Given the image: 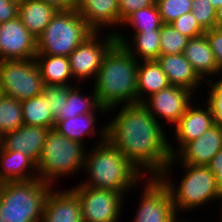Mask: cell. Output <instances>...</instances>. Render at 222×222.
Wrapping results in <instances>:
<instances>
[{
	"label": "cell",
	"mask_w": 222,
	"mask_h": 222,
	"mask_svg": "<svg viewBox=\"0 0 222 222\" xmlns=\"http://www.w3.org/2000/svg\"><path fill=\"white\" fill-rule=\"evenodd\" d=\"M49 130V128L23 124L18 129L2 135L0 147L4 150L22 152L37 164Z\"/></svg>",
	"instance_id": "obj_16"
},
{
	"label": "cell",
	"mask_w": 222,
	"mask_h": 222,
	"mask_svg": "<svg viewBox=\"0 0 222 222\" xmlns=\"http://www.w3.org/2000/svg\"><path fill=\"white\" fill-rule=\"evenodd\" d=\"M189 38L182 35L171 24H162L160 29V55L181 54Z\"/></svg>",
	"instance_id": "obj_31"
},
{
	"label": "cell",
	"mask_w": 222,
	"mask_h": 222,
	"mask_svg": "<svg viewBox=\"0 0 222 222\" xmlns=\"http://www.w3.org/2000/svg\"><path fill=\"white\" fill-rule=\"evenodd\" d=\"M157 61L167 75L170 85L181 87L192 92L202 85V79L194 71L183 53L159 55Z\"/></svg>",
	"instance_id": "obj_20"
},
{
	"label": "cell",
	"mask_w": 222,
	"mask_h": 222,
	"mask_svg": "<svg viewBox=\"0 0 222 222\" xmlns=\"http://www.w3.org/2000/svg\"><path fill=\"white\" fill-rule=\"evenodd\" d=\"M217 80L216 82L213 79L207 81L210 88L205 101L210 106L216 122L222 123V77Z\"/></svg>",
	"instance_id": "obj_36"
},
{
	"label": "cell",
	"mask_w": 222,
	"mask_h": 222,
	"mask_svg": "<svg viewBox=\"0 0 222 222\" xmlns=\"http://www.w3.org/2000/svg\"><path fill=\"white\" fill-rule=\"evenodd\" d=\"M57 9L42 0H20L18 17L36 39L57 13Z\"/></svg>",
	"instance_id": "obj_24"
},
{
	"label": "cell",
	"mask_w": 222,
	"mask_h": 222,
	"mask_svg": "<svg viewBox=\"0 0 222 222\" xmlns=\"http://www.w3.org/2000/svg\"><path fill=\"white\" fill-rule=\"evenodd\" d=\"M74 85H52L43 84L42 95L48 100V105L51 107L52 116L54 119L62 112L63 105L67 101L69 91Z\"/></svg>",
	"instance_id": "obj_33"
},
{
	"label": "cell",
	"mask_w": 222,
	"mask_h": 222,
	"mask_svg": "<svg viewBox=\"0 0 222 222\" xmlns=\"http://www.w3.org/2000/svg\"><path fill=\"white\" fill-rule=\"evenodd\" d=\"M162 20L156 4L142 8L130 14L121 24V27L132 28L133 32L161 29Z\"/></svg>",
	"instance_id": "obj_30"
},
{
	"label": "cell",
	"mask_w": 222,
	"mask_h": 222,
	"mask_svg": "<svg viewBox=\"0 0 222 222\" xmlns=\"http://www.w3.org/2000/svg\"><path fill=\"white\" fill-rule=\"evenodd\" d=\"M75 10L94 32L120 27L118 0H76Z\"/></svg>",
	"instance_id": "obj_18"
},
{
	"label": "cell",
	"mask_w": 222,
	"mask_h": 222,
	"mask_svg": "<svg viewBox=\"0 0 222 222\" xmlns=\"http://www.w3.org/2000/svg\"><path fill=\"white\" fill-rule=\"evenodd\" d=\"M81 91L82 88H79L77 84H75V86L69 91L67 101L63 105L62 112L55 119L56 123L59 120L69 119L77 115L94 112L100 106L94 90L90 96L83 95Z\"/></svg>",
	"instance_id": "obj_28"
},
{
	"label": "cell",
	"mask_w": 222,
	"mask_h": 222,
	"mask_svg": "<svg viewBox=\"0 0 222 222\" xmlns=\"http://www.w3.org/2000/svg\"><path fill=\"white\" fill-rule=\"evenodd\" d=\"M211 5L218 11L222 7V0H208Z\"/></svg>",
	"instance_id": "obj_43"
},
{
	"label": "cell",
	"mask_w": 222,
	"mask_h": 222,
	"mask_svg": "<svg viewBox=\"0 0 222 222\" xmlns=\"http://www.w3.org/2000/svg\"><path fill=\"white\" fill-rule=\"evenodd\" d=\"M222 149V123L216 122L201 136L188 142L166 165L163 171H172L177 164L205 165ZM181 159V160H180ZM179 162V163H178Z\"/></svg>",
	"instance_id": "obj_13"
},
{
	"label": "cell",
	"mask_w": 222,
	"mask_h": 222,
	"mask_svg": "<svg viewBox=\"0 0 222 222\" xmlns=\"http://www.w3.org/2000/svg\"><path fill=\"white\" fill-rule=\"evenodd\" d=\"M207 166L215 174L216 184L222 195V149L219 150Z\"/></svg>",
	"instance_id": "obj_40"
},
{
	"label": "cell",
	"mask_w": 222,
	"mask_h": 222,
	"mask_svg": "<svg viewBox=\"0 0 222 222\" xmlns=\"http://www.w3.org/2000/svg\"><path fill=\"white\" fill-rule=\"evenodd\" d=\"M87 146L50 129L37 163L38 178L53 186L60 177L83 170ZM76 172V173H75ZM55 181V183H54Z\"/></svg>",
	"instance_id": "obj_6"
},
{
	"label": "cell",
	"mask_w": 222,
	"mask_h": 222,
	"mask_svg": "<svg viewBox=\"0 0 222 222\" xmlns=\"http://www.w3.org/2000/svg\"><path fill=\"white\" fill-rule=\"evenodd\" d=\"M34 59L45 84L74 85L75 82L70 83L74 78L70 69L69 57L36 55Z\"/></svg>",
	"instance_id": "obj_26"
},
{
	"label": "cell",
	"mask_w": 222,
	"mask_h": 222,
	"mask_svg": "<svg viewBox=\"0 0 222 222\" xmlns=\"http://www.w3.org/2000/svg\"><path fill=\"white\" fill-rule=\"evenodd\" d=\"M145 178L132 222H171L177 214L168 188L158 177Z\"/></svg>",
	"instance_id": "obj_11"
},
{
	"label": "cell",
	"mask_w": 222,
	"mask_h": 222,
	"mask_svg": "<svg viewBox=\"0 0 222 222\" xmlns=\"http://www.w3.org/2000/svg\"><path fill=\"white\" fill-rule=\"evenodd\" d=\"M216 27L222 29V7L217 11Z\"/></svg>",
	"instance_id": "obj_42"
},
{
	"label": "cell",
	"mask_w": 222,
	"mask_h": 222,
	"mask_svg": "<svg viewBox=\"0 0 222 222\" xmlns=\"http://www.w3.org/2000/svg\"><path fill=\"white\" fill-rule=\"evenodd\" d=\"M43 84L35 59L0 61L3 95L23 101L41 95Z\"/></svg>",
	"instance_id": "obj_8"
},
{
	"label": "cell",
	"mask_w": 222,
	"mask_h": 222,
	"mask_svg": "<svg viewBox=\"0 0 222 222\" xmlns=\"http://www.w3.org/2000/svg\"><path fill=\"white\" fill-rule=\"evenodd\" d=\"M19 0H0V23L18 17Z\"/></svg>",
	"instance_id": "obj_39"
},
{
	"label": "cell",
	"mask_w": 222,
	"mask_h": 222,
	"mask_svg": "<svg viewBox=\"0 0 222 222\" xmlns=\"http://www.w3.org/2000/svg\"><path fill=\"white\" fill-rule=\"evenodd\" d=\"M0 222H6V221H5L4 219H1V218H0Z\"/></svg>",
	"instance_id": "obj_48"
},
{
	"label": "cell",
	"mask_w": 222,
	"mask_h": 222,
	"mask_svg": "<svg viewBox=\"0 0 222 222\" xmlns=\"http://www.w3.org/2000/svg\"><path fill=\"white\" fill-rule=\"evenodd\" d=\"M38 178L37 164L22 152L0 147V183Z\"/></svg>",
	"instance_id": "obj_22"
},
{
	"label": "cell",
	"mask_w": 222,
	"mask_h": 222,
	"mask_svg": "<svg viewBox=\"0 0 222 222\" xmlns=\"http://www.w3.org/2000/svg\"><path fill=\"white\" fill-rule=\"evenodd\" d=\"M90 148L89 153L86 151L83 167V172L89 176L80 185L109 189L124 196L141 186L144 175L107 139Z\"/></svg>",
	"instance_id": "obj_3"
},
{
	"label": "cell",
	"mask_w": 222,
	"mask_h": 222,
	"mask_svg": "<svg viewBox=\"0 0 222 222\" xmlns=\"http://www.w3.org/2000/svg\"><path fill=\"white\" fill-rule=\"evenodd\" d=\"M194 105L191 104L185 111V114L173 126V132L175 133L174 138H176L175 140L178 145L175 150L172 146L173 144L169 142L172 157H174L188 142H191L201 136L203 132L216 123L214 115L212 114L211 108L208 104L202 103L201 105H204L202 107L200 104L197 105L194 103Z\"/></svg>",
	"instance_id": "obj_15"
},
{
	"label": "cell",
	"mask_w": 222,
	"mask_h": 222,
	"mask_svg": "<svg viewBox=\"0 0 222 222\" xmlns=\"http://www.w3.org/2000/svg\"><path fill=\"white\" fill-rule=\"evenodd\" d=\"M105 112L107 113V110L100 105L94 112L84 115H77L69 119L59 120L55 124L54 129L59 134L71 140L78 141L85 146V142L87 141L85 137H87V135L93 137L94 133L98 135L99 138H101H98V141L100 140L101 142H104L106 140V124H104L101 128L99 127L98 129L96 124L99 123H96V120H98L100 113L104 114ZM96 126L97 132L95 128Z\"/></svg>",
	"instance_id": "obj_19"
},
{
	"label": "cell",
	"mask_w": 222,
	"mask_h": 222,
	"mask_svg": "<svg viewBox=\"0 0 222 222\" xmlns=\"http://www.w3.org/2000/svg\"><path fill=\"white\" fill-rule=\"evenodd\" d=\"M71 190L80 200L82 222H118L121 218L126 199L122 193L80 184Z\"/></svg>",
	"instance_id": "obj_9"
},
{
	"label": "cell",
	"mask_w": 222,
	"mask_h": 222,
	"mask_svg": "<svg viewBox=\"0 0 222 222\" xmlns=\"http://www.w3.org/2000/svg\"><path fill=\"white\" fill-rule=\"evenodd\" d=\"M37 39L19 17L0 23V61L34 59Z\"/></svg>",
	"instance_id": "obj_14"
},
{
	"label": "cell",
	"mask_w": 222,
	"mask_h": 222,
	"mask_svg": "<svg viewBox=\"0 0 222 222\" xmlns=\"http://www.w3.org/2000/svg\"><path fill=\"white\" fill-rule=\"evenodd\" d=\"M21 101L2 95L0 98V137L23 125Z\"/></svg>",
	"instance_id": "obj_29"
},
{
	"label": "cell",
	"mask_w": 222,
	"mask_h": 222,
	"mask_svg": "<svg viewBox=\"0 0 222 222\" xmlns=\"http://www.w3.org/2000/svg\"><path fill=\"white\" fill-rule=\"evenodd\" d=\"M3 95V92L1 91V88H0V98L2 97Z\"/></svg>",
	"instance_id": "obj_46"
},
{
	"label": "cell",
	"mask_w": 222,
	"mask_h": 222,
	"mask_svg": "<svg viewBox=\"0 0 222 222\" xmlns=\"http://www.w3.org/2000/svg\"><path fill=\"white\" fill-rule=\"evenodd\" d=\"M120 12V26L122 22L133 12L152 6L156 0H118Z\"/></svg>",
	"instance_id": "obj_38"
},
{
	"label": "cell",
	"mask_w": 222,
	"mask_h": 222,
	"mask_svg": "<svg viewBox=\"0 0 222 222\" xmlns=\"http://www.w3.org/2000/svg\"><path fill=\"white\" fill-rule=\"evenodd\" d=\"M101 35L100 32H94L69 55L70 69L76 83L95 79L103 57L116 42L115 34L111 31L102 35V40L99 38Z\"/></svg>",
	"instance_id": "obj_10"
},
{
	"label": "cell",
	"mask_w": 222,
	"mask_h": 222,
	"mask_svg": "<svg viewBox=\"0 0 222 222\" xmlns=\"http://www.w3.org/2000/svg\"><path fill=\"white\" fill-rule=\"evenodd\" d=\"M180 216H176L171 222H176L179 219Z\"/></svg>",
	"instance_id": "obj_45"
},
{
	"label": "cell",
	"mask_w": 222,
	"mask_h": 222,
	"mask_svg": "<svg viewBox=\"0 0 222 222\" xmlns=\"http://www.w3.org/2000/svg\"><path fill=\"white\" fill-rule=\"evenodd\" d=\"M53 5L57 10H72L76 7V0H42Z\"/></svg>",
	"instance_id": "obj_41"
},
{
	"label": "cell",
	"mask_w": 222,
	"mask_h": 222,
	"mask_svg": "<svg viewBox=\"0 0 222 222\" xmlns=\"http://www.w3.org/2000/svg\"><path fill=\"white\" fill-rule=\"evenodd\" d=\"M194 94L187 89L169 85L147 97L141 104L159 123L162 124L161 118L173 127L194 103Z\"/></svg>",
	"instance_id": "obj_12"
},
{
	"label": "cell",
	"mask_w": 222,
	"mask_h": 222,
	"mask_svg": "<svg viewBox=\"0 0 222 222\" xmlns=\"http://www.w3.org/2000/svg\"><path fill=\"white\" fill-rule=\"evenodd\" d=\"M183 55L204 82L210 81L214 76L216 78L217 75L219 76L214 53L206 34L189 39Z\"/></svg>",
	"instance_id": "obj_21"
},
{
	"label": "cell",
	"mask_w": 222,
	"mask_h": 222,
	"mask_svg": "<svg viewBox=\"0 0 222 222\" xmlns=\"http://www.w3.org/2000/svg\"><path fill=\"white\" fill-rule=\"evenodd\" d=\"M138 63L139 61L118 42H115L103 57L94 79L93 90L99 104L108 113L120 108L118 105L121 104H138Z\"/></svg>",
	"instance_id": "obj_2"
},
{
	"label": "cell",
	"mask_w": 222,
	"mask_h": 222,
	"mask_svg": "<svg viewBox=\"0 0 222 222\" xmlns=\"http://www.w3.org/2000/svg\"><path fill=\"white\" fill-rule=\"evenodd\" d=\"M68 189L50 190L41 222H82L80 200L70 188Z\"/></svg>",
	"instance_id": "obj_17"
},
{
	"label": "cell",
	"mask_w": 222,
	"mask_h": 222,
	"mask_svg": "<svg viewBox=\"0 0 222 222\" xmlns=\"http://www.w3.org/2000/svg\"><path fill=\"white\" fill-rule=\"evenodd\" d=\"M106 123V139L144 176L159 177L172 158L164 125L141 103L122 105Z\"/></svg>",
	"instance_id": "obj_1"
},
{
	"label": "cell",
	"mask_w": 222,
	"mask_h": 222,
	"mask_svg": "<svg viewBox=\"0 0 222 222\" xmlns=\"http://www.w3.org/2000/svg\"><path fill=\"white\" fill-rule=\"evenodd\" d=\"M94 31L75 10H58L37 38L36 55L69 57Z\"/></svg>",
	"instance_id": "obj_7"
},
{
	"label": "cell",
	"mask_w": 222,
	"mask_h": 222,
	"mask_svg": "<svg viewBox=\"0 0 222 222\" xmlns=\"http://www.w3.org/2000/svg\"><path fill=\"white\" fill-rule=\"evenodd\" d=\"M205 34L210 42L211 49L219 70V77L222 73V29L213 28L205 31Z\"/></svg>",
	"instance_id": "obj_37"
},
{
	"label": "cell",
	"mask_w": 222,
	"mask_h": 222,
	"mask_svg": "<svg viewBox=\"0 0 222 222\" xmlns=\"http://www.w3.org/2000/svg\"><path fill=\"white\" fill-rule=\"evenodd\" d=\"M176 30L189 39L205 34L192 12L185 13L170 23Z\"/></svg>",
	"instance_id": "obj_35"
},
{
	"label": "cell",
	"mask_w": 222,
	"mask_h": 222,
	"mask_svg": "<svg viewBox=\"0 0 222 222\" xmlns=\"http://www.w3.org/2000/svg\"><path fill=\"white\" fill-rule=\"evenodd\" d=\"M116 42L122 44L138 61L157 60L160 55V29L134 32L130 42L121 30L112 29ZM119 31V32H118ZM139 57V58H138Z\"/></svg>",
	"instance_id": "obj_23"
},
{
	"label": "cell",
	"mask_w": 222,
	"mask_h": 222,
	"mask_svg": "<svg viewBox=\"0 0 222 222\" xmlns=\"http://www.w3.org/2000/svg\"><path fill=\"white\" fill-rule=\"evenodd\" d=\"M155 4L164 24H170L192 10V0H156Z\"/></svg>",
	"instance_id": "obj_32"
},
{
	"label": "cell",
	"mask_w": 222,
	"mask_h": 222,
	"mask_svg": "<svg viewBox=\"0 0 222 222\" xmlns=\"http://www.w3.org/2000/svg\"><path fill=\"white\" fill-rule=\"evenodd\" d=\"M177 166L183 167L184 170L177 186L171 181L172 178L170 179V171H163L158 178L168 188L178 216V212L181 214L184 211H193V209L208 205L210 201L211 203L212 201L222 203V195L218 190L215 174L208 166L188 164ZM220 211H222V208H220Z\"/></svg>",
	"instance_id": "obj_4"
},
{
	"label": "cell",
	"mask_w": 222,
	"mask_h": 222,
	"mask_svg": "<svg viewBox=\"0 0 222 222\" xmlns=\"http://www.w3.org/2000/svg\"><path fill=\"white\" fill-rule=\"evenodd\" d=\"M219 213H220V215H221V216H219V217L221 218V221H220V222H222V214H221V213H222V211H220Z\"/></svg>",
	"instance_id": "obj_47"
},
{
	"label": "cell",
	"mask_w": 222,
	"mask_h": 222,
	"mask_svg": "<svg viewBox=\"0 0 222 222\" xmlns=\"http://www.w3.org/2000/svg\"><path fill=\"white\" fill-rule=\"evenodd\" d=\"M176 222H192L191 220H187V219H181V218H179ZM193 222H194V220H193Z\"/></svg>",
	"instance_id": "obj_44"
},
{
	"label": "cell",
	"mask_w": 222,
	"mask_h": 222,
	"mask_svg": "<svg viewBox=\"0 0 222 222\" xmlns=\"http://www.w3.org/2000/svg\"><path fill=\"white\" fill-rule=\"evenodd\" d=\"M169 85L167 75L157 60L139 61L137 66L138 104Z\"/></svg>",
	"instance_id": "obj_25"
},
{
	"label": "cell",
	"mask_w": 222,
	"mask_h": 222,
	"mask_svg": "<svg viewBox=\"0 0 222 222\" xmlns=\"http://www.w3.org/2000/svg\"><path fill=\"white\" fill-rule=\"evenodd\" d=\"M52 188L39 178L0 183V218L6 222H41Z\"/></svg>",
	"instance_id": "obj_5"
},
{
	"label": "cell",
	"mask_w": 222,
	"mask_h": 222,
	"mask_svg": "<svg viewBox=\"0 0 222 222\" xmlns=\"http://www.w3.org/2000/svg\"><path fill=\"white\" fill-rule=\"evenodd\" d=\"M191 9L197 22L205 31L216 28L217 10L208 0H192Z\"/></svg>",
	"instance_id": "obj_34"
},
{
	"label": "cell",
	"mask_w": 222,
	"mask_h": 222,
	"mask_svg": "<svg viewBox=\"0 0 222 222\" xmlns=\"http://www.w3.org/2000/svg\"><path fill=\"white\" fill-rule=\"evenodd\" d=\"M22 118L25 125L54 129L55 119L52 116L48 100L41 94L21 101Z\"/></svg>",
	"instance_id": "obj_27"
}]
</instances>
